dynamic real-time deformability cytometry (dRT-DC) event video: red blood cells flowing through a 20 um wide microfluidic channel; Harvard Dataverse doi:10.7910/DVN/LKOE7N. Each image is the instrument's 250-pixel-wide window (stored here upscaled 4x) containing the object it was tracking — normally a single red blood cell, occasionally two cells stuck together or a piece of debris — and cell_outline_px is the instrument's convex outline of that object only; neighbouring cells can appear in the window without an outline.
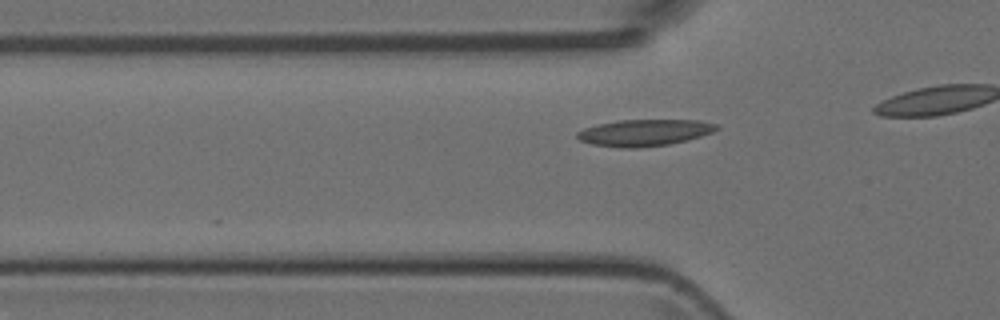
{"species": "Egyptian fruit bat (a non-hibernating species)", "species_latin": "Rousettus aegyptiacus", "temperature_condition": "room temperature", "stored_images_in_passage": 19, "camera_frame_rate_fps": 3000, "um_per_image_px": 0.085, "animal": {"sex": "female"}, "frame": {"image": 1, "passage_image": 13, "time_ms": 4.0, "image_size_px": [1000, 320], "cell_outline_px": [[720, 128], [712, 132], [688, 140], [668, 144], [636, 148], [620, 148], [592, 144], [580, 140], [576, 136], [576, 132], [584, 128], [616, 120], [700, 120], [716, 124]], "centroid_in_image_um": [54.77, 11.27], "position_along_channel_um": 71.0, "area_um2": 21.56}}
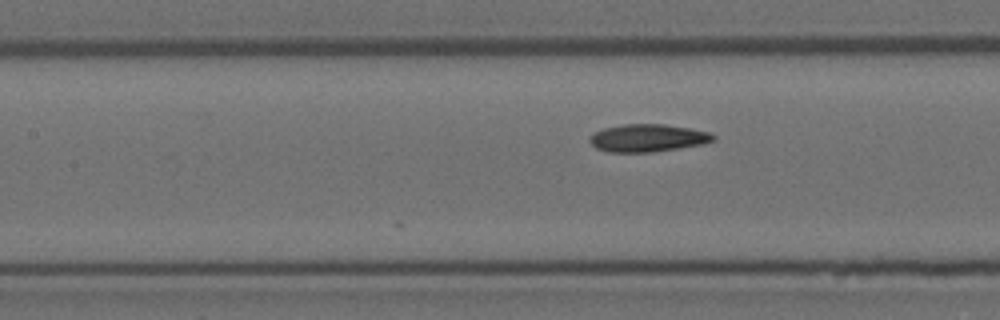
{"frame": {"image": 2, "passage_image": 19, "time_ms": 6.0, "image_size_px": [1000, 320], "cell_outline_px": [[716, 140], [704, 144], [652, 152], [608, 152], [596, 148], [588, 140], [592, 132], [604, 128], [624, 124], [664, 124], [688, 128], [708, 132], [716, 136]], "centroid_in_image_um": [55.04, 11.73], "position_along_channel_um": 152.4, "area_um2": 19.94}}